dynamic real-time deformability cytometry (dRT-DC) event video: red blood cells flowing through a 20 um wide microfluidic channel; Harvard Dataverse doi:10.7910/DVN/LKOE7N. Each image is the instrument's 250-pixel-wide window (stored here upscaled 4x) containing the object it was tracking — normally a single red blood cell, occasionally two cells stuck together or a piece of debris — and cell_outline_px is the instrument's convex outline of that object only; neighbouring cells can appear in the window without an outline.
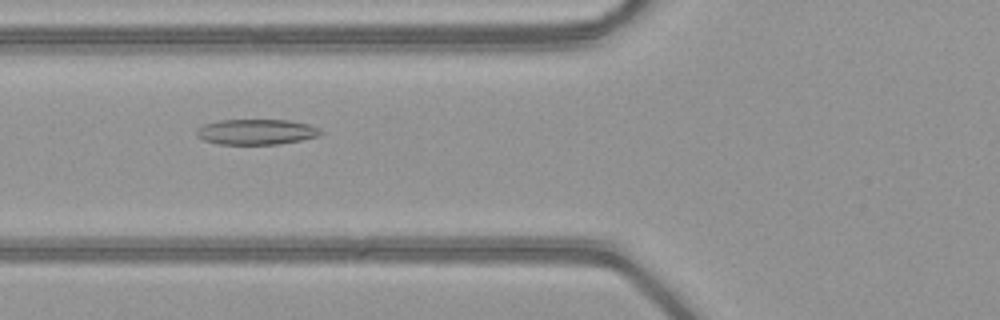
{"species": "common noctule bat (a hibernating species)", "species_latin": "Nyctalus noctula", "temperature_condition": "warm", "stored_images_in_passage": 52, "camera_frame_rate_fps": 3000, "um_per_image_px": 0.085, "animal": {"sex": "female", "body_mass_g": 21.9}, "frame": {"image": 1, "passage_image": 21, "time_ms": 6.667, "image_size_px": [1000, 320], "cell_outline_px": [[324, 132], [320, 136], [300, 140], [276, 144], [220, 144], [204, 140], [196, 136], [196, 128], [204, 124], [220, 120], [292, 120], [308, 124], [320, 128]], "centroid_in_image_um": [21.8, 11.2], "position_along_channel_um": 104.0, "area_um2": 18.5}}
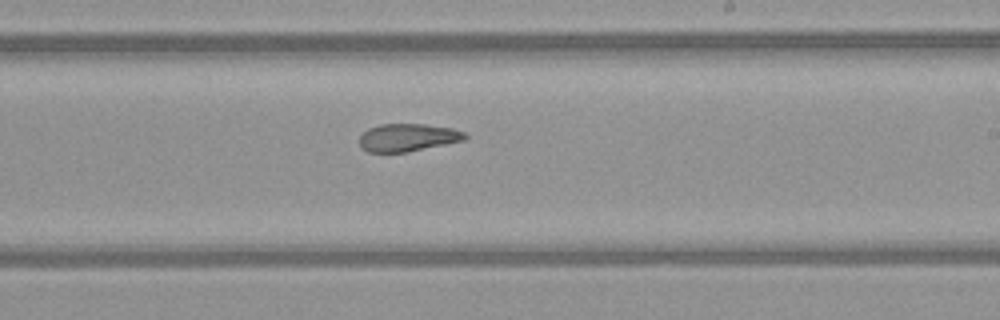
{"frame": {"image": 2, "passage_image": 32, "time_ms": 10.333, "image_size_px": [1000, 320], "cell_outline_px": [[468, 136], [464, 140], [408, 152], [368, 152], [360, 148], [360, 136], [368, 128], [380, 124], [424, 124], [452, 128], [464, 132]], "centroid_in_image_um": [34.64, 11.69], "position_along_channel_um": 254.4, "area_um2": 17.05}}
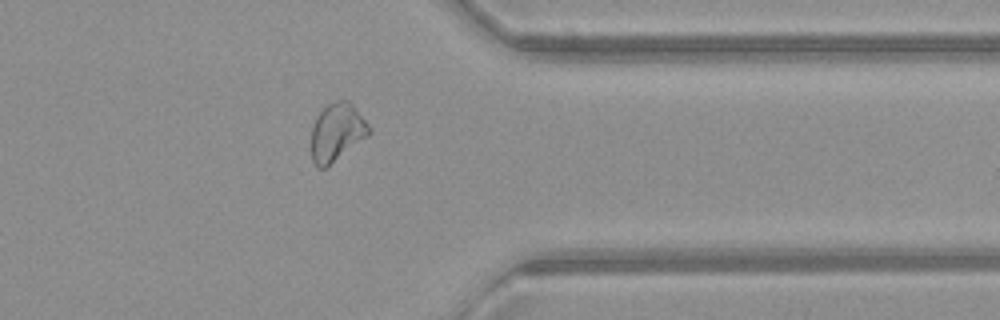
{"frame": {"image": 3, "passage_image": 42, "time_ms": 13.667, "image_size_px": [1000, 320], "cell_outline_px": [[372, 132], [368, 136], [324, 168], [316, 168], [312, 160], [312, 128], [316, 116], [328, 104], [336, 100], [348, 100], [352, 104], [372, 128]], "centroid_in_image_um": [28.64, 11.22], "position_along_channel_um": 382.8, "area_um2": 19.31}, "authors_computed_cell_mechanics": {"area_um2": 21.4727, "velocity_mm_per_s": 4.0862, "shape_relaxation_time_tau1_ms": null, "shape_relaxation_time_tau2_ms": 1.9877, "deformation_change_tau1": null, "deformation_change_tau2": 0.0837}}